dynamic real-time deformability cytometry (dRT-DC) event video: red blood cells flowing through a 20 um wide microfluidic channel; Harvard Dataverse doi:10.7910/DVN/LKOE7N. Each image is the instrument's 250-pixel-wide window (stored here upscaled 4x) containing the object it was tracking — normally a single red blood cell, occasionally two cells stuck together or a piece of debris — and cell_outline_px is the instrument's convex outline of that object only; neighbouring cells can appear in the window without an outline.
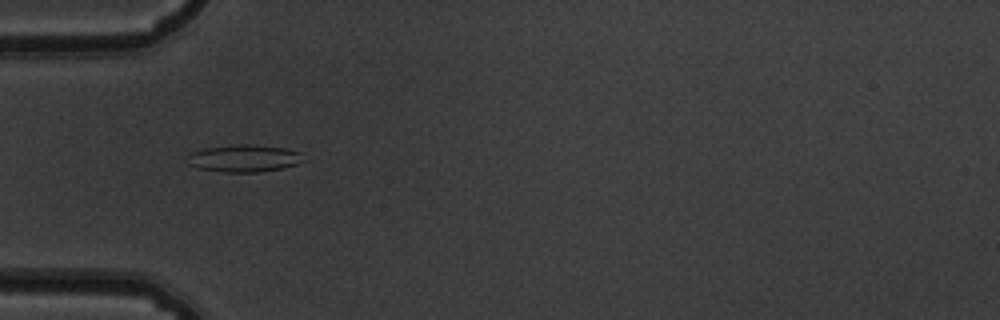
{"species": "common noctule bat (a hibernating species)", "species_latin": "Nyctalus noctula", "temperature_condition": "warm", "stored_images_in_passage": 54, "camera_frame_rate_fps": 3000, "um_per_image_px": 0.085, "animal": {"sex": "male", "body_mass_g": 19.5, "forearm_length_mm": 54.6}, "frame": {"image": 1, "passage_image": 18, "time_ms": 5.667, "image_size_px": [1000, 320], "cell_outline_px": [[308, 160], [284, 168], [260, 172], [224, 172], [196, 168], [188, 164], [184, 156], [188, 152], [204, 148], [236, 144], [252, 144], [284, 148], [300, 152]], "centroid_in_image_um": [20.71, 13.45], "position_along_channel_um": 64.3, "area_um2": 18.96}}
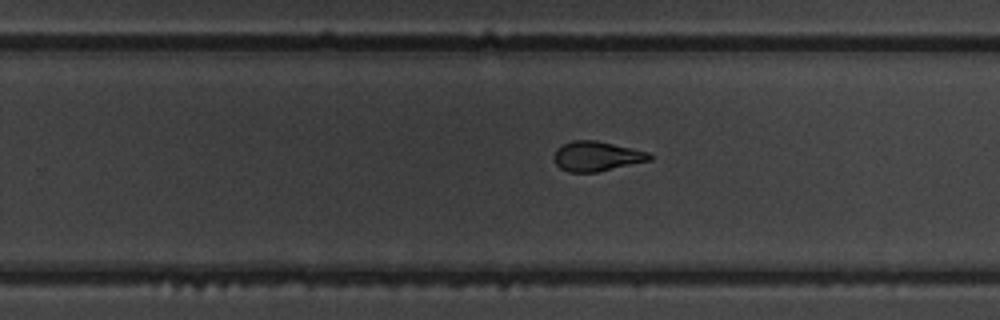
{"frame": {"image": 2, "passage_image": 35, "time_ms": 11.333, "image_size_px": [1000, 320], "cell_outline_px": [[652, 160], [596, 172], [568, 172], [560, 168], [552, 160], [552, 156], [556, 148], [572, 140], [596, 140], [632, 148], [648, 152], [652, 156]], "centroid_in_image_um": [50.68, 13.28], "position_along_channel_um": 279.1, "area_um2": 16.7}}
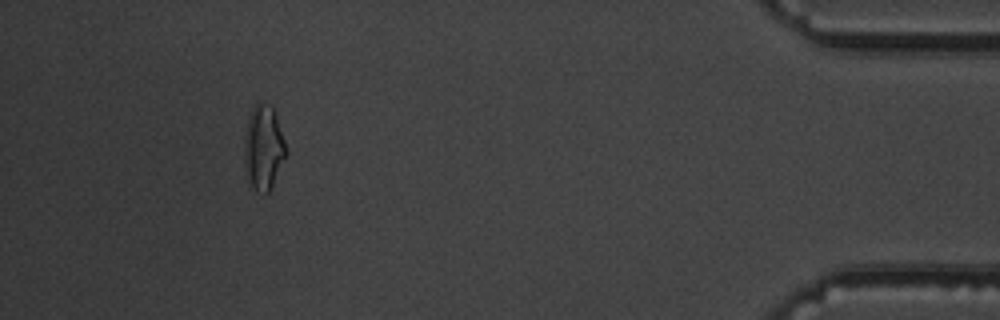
{"frame": {"image": 3, "passage_image": 50, "time_ms": 16.333, "image_size_px": [1000, 320], "cell_outline_px": [[288, 152], [268, 192], [264, 196], [256, 192], [252, 188], [244, 164], [244, 136], [248, 120], [252, 108], [256, 100], [272, 108], [276, 116]], "centroid_in_image_um": [22.38, 12.57], "position_along_channel_um": 412.8, "area_um2": 20.46}, "authors_computed_cell_mechanics": {"area_um2": 17.7446, "velocity_mm_per_s": 3.8187, "shape_relaxation_time_tau1_ms": 5.006, "shape_relaxation_time_tau2_ms": 1.7747, "deformation_change_tau1": 0.1682, "deformation_change_tau2": 0.0986}}